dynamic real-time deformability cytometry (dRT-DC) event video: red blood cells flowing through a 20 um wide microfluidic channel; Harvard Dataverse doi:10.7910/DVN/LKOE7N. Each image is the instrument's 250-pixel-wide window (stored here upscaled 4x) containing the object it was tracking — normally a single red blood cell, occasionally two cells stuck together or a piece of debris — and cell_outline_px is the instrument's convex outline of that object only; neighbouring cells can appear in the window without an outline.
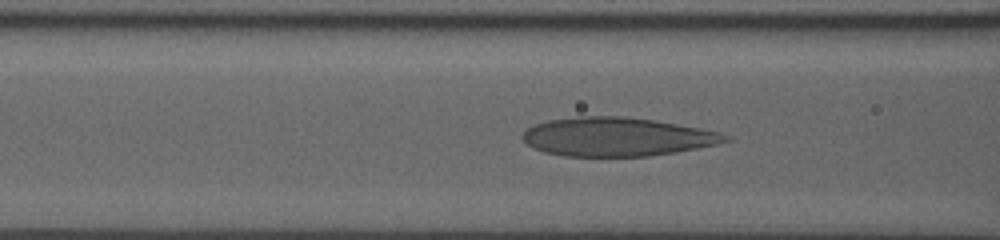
{"species": "human", "species_latin": "Homo sapiens", "temperature_condition": "room temperature", "stored_images_in_passage": 44, "camera_frame_rate_fps": 3000, "um_per_image_px": 0.085, "donor": {"sex": "male"}, "frame": {"image": 1, "passage_image": 22, "time_ms": 7.0, "image_size_px": [1000, 240], "cell_outline_px": [[732, 140], [720, 144], [676, 152], [648, 156], [564, 156], [544, 152], [532, 148], [520, 136], [528, 128], [536, 124], [548, 120], [580, 116], [624, 116], [652, 120], [700, 128], [720, 132], [732, 136]], "centroid_in_image_um": [52.47, 11.63], "position_along_channel_um": 114.1, "area_um2": 45.84}}
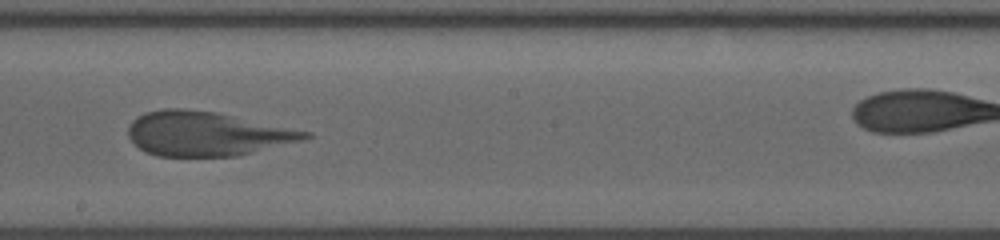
{"frame": {"image": 2, "passage_image": 31, "time_ms": 10.0, "image_size_px": [1000, 240], "cell_outline_px": [[312, 136], [300, 140], [236, 156], [156, 156], [144, 152], [128, 136], [128, 124], [136, 116], [144, 112], [164, 108], [180, 108], [216, 112], [312, 132]], "centroid_in_image_um": [17.5, 11.35], "position_along_channel_um": 230.7, "area_um2": 45.43}}
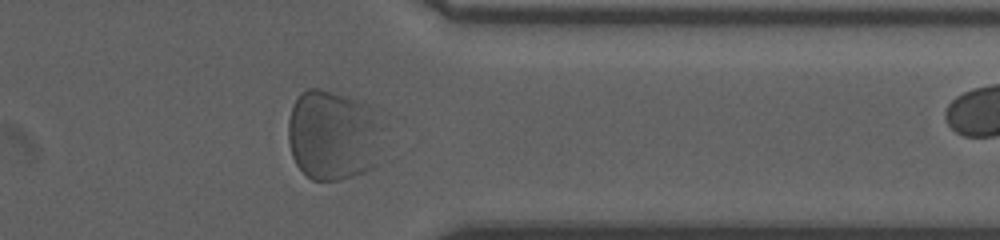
{"frame": {"image": 3, "passage_image": 43, "time_ms": 14.0, "image_size_px": [1000, 240], "cell_outline_px": [[376, 164], [372, 168], [364, 172], [340, 180], [312, 180], [296, 164], [292, 156], [288, 140], [288, 120], [292, 104], [300, 92], [308, 88], [320, 88], [348, 96], [372, 104]], "centroid_in_image_um": [28.16, 11.46], "position_along_channel_um": 383.2, "area_um2": 48.78}}